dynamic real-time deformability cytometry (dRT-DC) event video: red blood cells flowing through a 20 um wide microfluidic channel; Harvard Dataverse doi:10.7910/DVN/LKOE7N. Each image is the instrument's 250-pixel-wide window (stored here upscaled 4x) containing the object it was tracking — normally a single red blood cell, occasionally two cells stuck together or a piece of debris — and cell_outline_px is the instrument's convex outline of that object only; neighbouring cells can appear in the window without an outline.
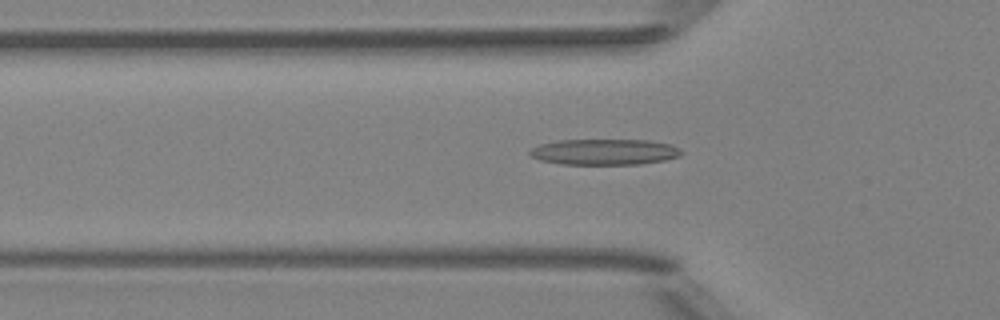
{"species": "Egyptian fruit bat (a non-hibernating species)", "species_latin": "Rousettus aegyptiacus", "temperature_condition": "room temperature", "stored_images_in_passage": 42, "camera_frame_rate_fps": 3000, "um_per_image_px": 0.085, "animal": {"sex": "female"}, "frame": {"image": 1, "passage_image": 15, "time_ms": 4.667, "image_size_px": [1000, 320], "cell_outline_px": [[684, 152], [680, 156], [664, 160], [640, 164], [560, 164], [540, 160], [532, 156], [528, 152], [532, 148], [540, 144], [560, 140], [648, 140], [672, 144], [680, 148]], "centroid_in_image_um": [51.42, 12.91], "position_along_channel_um": 74.4, "area_um2": 22.89}}
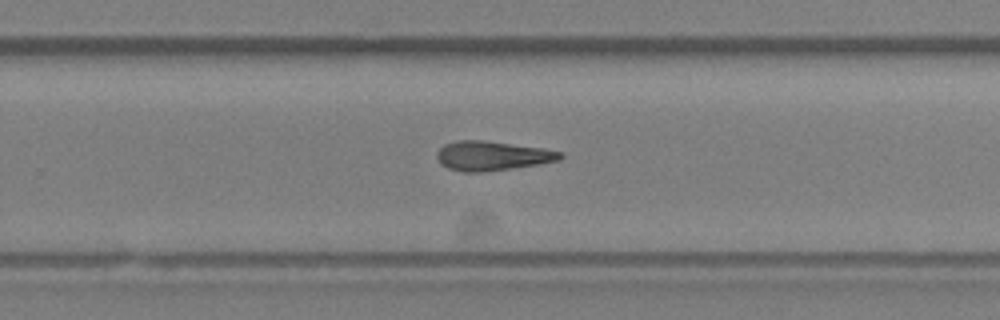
{"frame": {"image": 2, "passage_image": 31, "time_ms": 10.0, "image_size_px": [1000, 320], "cell_outline_px": [[564, 156], [560, 160], [540, 164], [480, 172], [464, 172], [448, 168], [436, 156], [436, 152], [444, 144], [456, 140], [484, 140], [544, 148], [560, 152]], "centroid_in_image_um": [41.85, 13.23], "position_along_channel_um": 288.0, "area_um2": 20.98}}
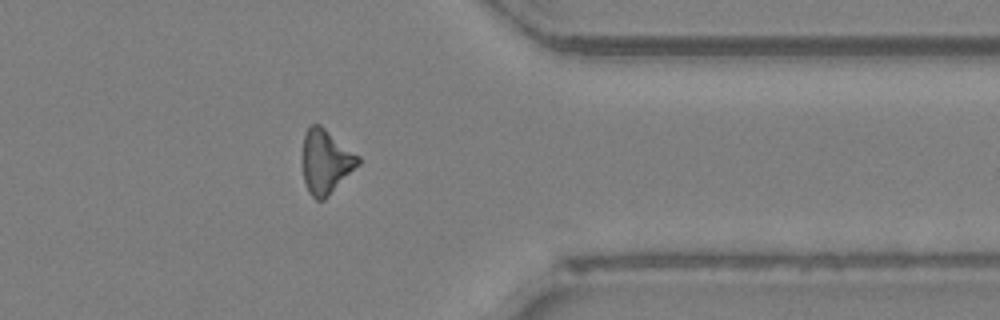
{"frame": {"image": 3, "passage_image": 39, "time_ms": 12.667, "image_size_px": [1000, 320], "cell_outline_px": [[360, 164], [324, 200], [316, 200], [308, 192], [304, 180], [300, 160], [300, 156], [304, 132], [312, 124], [320, 124], [360, 156]], "centroid_in_image_um": [27.65, 13.72], "position_along_channel_um": 383.8, "area_um2": 21.33}, "authors_computed_cell_mechanics": {"area_um2": 21.4438, "velocity_mm_per_s": 4.0191, "shape_relaxation_time_tau1_ms": 8.0957, "shape_relaxation_time_tau2_ms": 8.7043, "deformation_change_tau1": 0.197, "deformation_change_tau2": 0.2697}}